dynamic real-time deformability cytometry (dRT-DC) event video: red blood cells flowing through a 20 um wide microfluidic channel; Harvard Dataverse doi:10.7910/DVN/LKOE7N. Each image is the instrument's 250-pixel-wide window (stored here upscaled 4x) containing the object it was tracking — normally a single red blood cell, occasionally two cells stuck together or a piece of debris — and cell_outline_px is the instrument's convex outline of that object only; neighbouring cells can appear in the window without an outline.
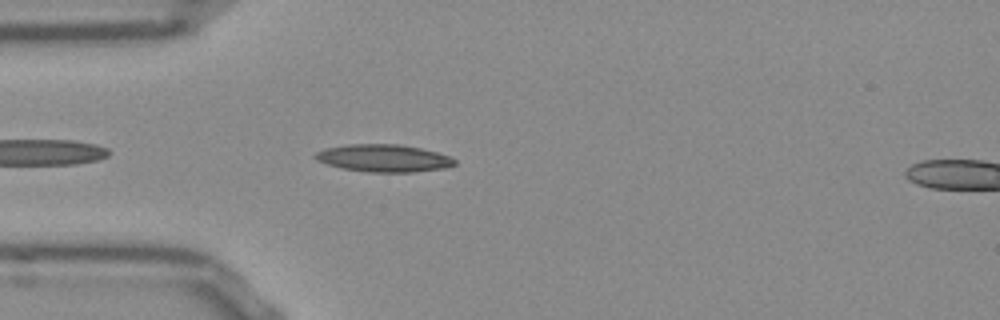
{"species": "Egyptian fruit bat (a non-hibernating species)", "species_latin": "Rousettus aegyptiacus", "temperature_condition": "room temperature", "stored_images_in_passage": 36, "camera_frame_rate_fps": 3000, "um_per_image_px": 0.085, "frame": {"image": 1, "passage_image": 3, "time_ms": 0.667, "image_size_px": [1000, 320], "cell_outline_px": [[456, 164], [448, 168], [412, 172], [368, 172], [344, 168], [328, 164], [316, 160], [312, 156], [316, 152], [328, 148], [344, 144], [400, 144], [420, 148], [436, 152], [448, 156], [456, 160]], "centroid_in_image_um": [32.62, 13.44], "position_along_channel_um": 52.4, "area_um2": 22.25}}
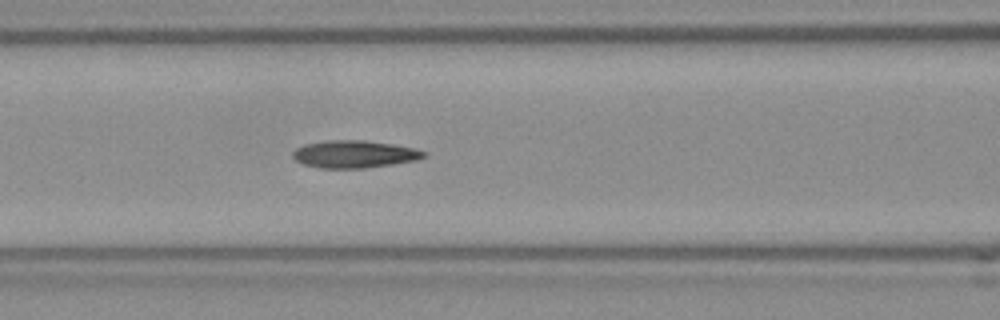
{"frame": {"image": 2, "passage_image": 10, "time_ms": 3.0, "image_size_px": [1000, 320], "cell_outline_px": [[428, 156], [416, 160], [392, 164], [364, 168], [320, 168], [304, 164], [296, 160], [292, 156], [292, 152], [296, 148], [308, 144], [328, 140], [364, 140], [392, 144], [412, 148], [428, 152]], "centroid_in_image_um": [30.14, 13.1], "position_along_channel_um": 136.5, "area_um2": 20.81}}
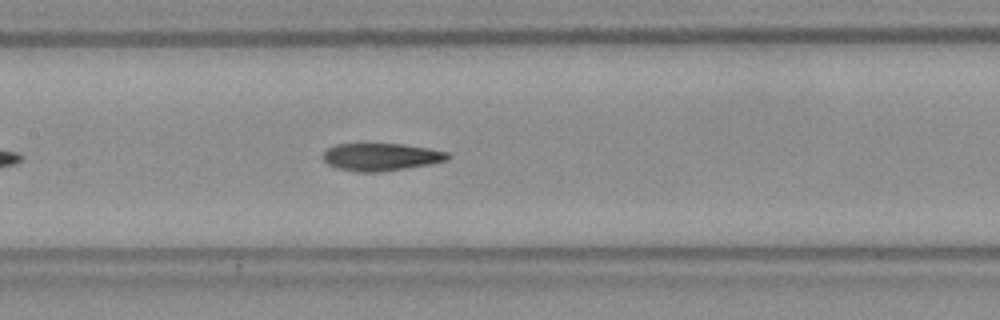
{"frame": {"image": 3, "passage_image": 13, "time_ms": 4.0, "image_size_px": [1000, 320], "cell_outline_px": [[452, 156], [448, 160], [428, 164], [404, 168], [376, 172], [356, 172], [336, 168], [328, 164], [320, 156], [328, 148], [336, 144], [400, 144], [428, 148], [448, 152]], "centroid_in_image_um": [32.36, 13.34], "position_along_channel_um": 175.0, "area_um2": 19.94}, "authors_computed_cell_mechanics": {"area_um2": 20.1433, "velocity_mm_per_s": 3.8505, "shape_relaxation_time_tau1_ms": 10.0787, "shape_relaxation_time_tau2_ms": 4.514, "deformation_change_tau1": 0.2522, "deformation_change_tau2": 0.1399}}